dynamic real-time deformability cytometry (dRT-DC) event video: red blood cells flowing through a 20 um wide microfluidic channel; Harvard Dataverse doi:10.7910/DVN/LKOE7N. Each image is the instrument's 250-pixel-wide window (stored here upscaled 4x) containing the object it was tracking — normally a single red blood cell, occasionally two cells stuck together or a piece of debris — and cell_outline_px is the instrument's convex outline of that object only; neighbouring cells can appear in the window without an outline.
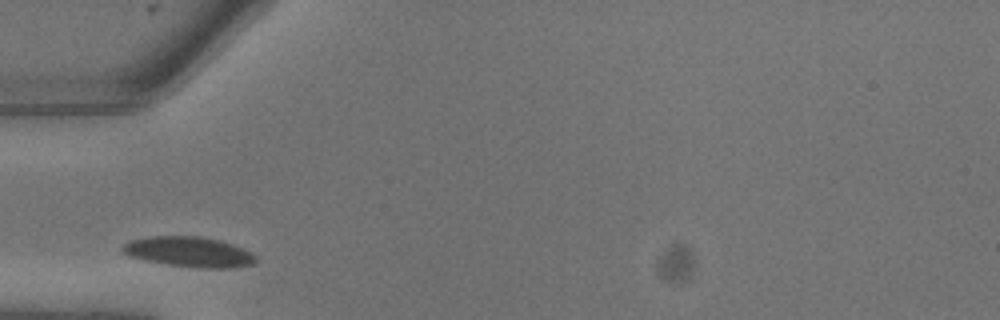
{"species": "common noctule bat (a hibernating species)", "species_latin": "Nyctalus noctula", "temperature_condition": "warm", "stored_images_in_passage": 3, "camera_frame_rate_fps": 3000, "um_per_image_px": 0.085, "animal": {"sex": "male", "body_mass_g": 13.3}, "frame": {"image": 1, "passage_image": 2, "time_ms": 0.333, "image_size_px": [1000, 320], "cell_outline_px": [[256, 260], [252, 264], [232, 268], [196, 268], [168, 264], [144, 260], [128, 256], [120, 248], [124, 244], [132, 240], [148, 236], [196, 236], [220, 240], [232, 244], [256, 256]], "centroid_in_image_um": [16.03, 21.41], "position_along_channel_um": 69.0, "area_um2": 23.29}}